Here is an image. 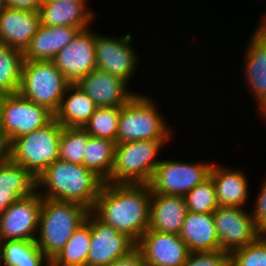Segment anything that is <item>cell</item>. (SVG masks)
I'll return each instance as SVG.
<instances>
[{
  "instance_id": "15",
  "label": "cell",
  "mask_w": 266,
  "mask_h": 266,
  "mask_svg": "<svg viewBox=\"0 0 266 266\" xmlns=\"http://www.w3.org/2000/svg\"><path fill=\"white\" fill-rule=\"evenodd\" d=\"M147 266H183L190 253L178 234L148 229L137 243Z\"/></svg>"
},
{
  "instance_id": "11",
  "label": "cell",
  "mask_w": 266,
  "mask_h": 266,
  "mask_svg": "<svg viewBox=\"0 0 266 266\" xmlns=\"http://www.w3.org/2000/svg\"><path fill=\"white\" fill-rule=\"evenodd\" d=\"M132 36L115 38L104 36L96 31L95 54L97 69L108 72L127 83L132 80L137 69L138 58L136 51L131 46Z\"/></svg>"
},
{
  "instance_id": "29",
  "label": "cell",
  "mask_w": 266,
  "mask_h": 266,
  "mask_svg": "<svg viewBox=\"0 0 266 266\" xmlns=\"http://www.w3.org/2000/svg\"><path fill=\"white\" fill-rule=\"evenodd\" d=\"M23 52L0 42V90L18 93L21 84Z\"/></svg>"
},
{
  "instance_id": "39",
  "label": "cell",
  "mask_w": 266,
  "mask_h": 266,
  "mask_svg": "<svg viewBox=\"0 0 266 266\" xmlns=\"http://www.w3.org/2000/svg\"><path fill=\"white\" fill-rule=\"evenodd\" d=\"M266 12H264V16L261 17V20H259V24H258V30L263 33L264 35H266Z\"/></svg>"
},
{
  "instance_id": "22",
  "label": "cell",
  "mask_w": 266,
  "mask_h": 266,
  "mask_svg": "<svg viewBox=\"0 0 266 266\" xmlns=\"http://www.w3.org/2000/svg\"><path fill=\"white\" fill-rule=\"evenodd\" d=\"M80 30L71 26H51L42 24L32 37L30 45L23 52L24 60L52 61Z\"/></svg>"
},
{
  "instance_id": "41",
  "label": "cell",
  "mask_w": 266,
  "mask_h": 266,
  "mask_svg": "<svg viewBox=\"0 0 266 266\" xmlns=\"http://www.w3.org/2000/svg\"><path fill=\"white\" fill-rule=\"evenodd\" d=\"M6 95L7 94H5L3 91L0 90V112H1V107H2L3 100H4Z\"/></svg>"
},
{
  "instance_id": "38",
  "label": "cell",
  "mask_w": 266,
  "mask_h": 266,
  "mask_svg": "<svg viewBox=\"0 0 266 266\" xmlns=\"http://www.w3.org/2000/svg\"><path fill=\"white\" fill-rule=\"evenodd\" d=\"M10 158V142L0 127V163Z\"/></svg>"
},
{
  "instance_id": "37",
  "label": "cell",
  "mask_w": 266,
  "mask_h": 266,
  "mask_svg": "<svg viewBox=\"0 0 266 266\" xmlns=\"http://www.w3.org/2000/svg\"><path fill=\"white\" fill-rule=\"evenodd\" d=\"M7 5L13 8L29 10V11H39L42 0H6Z\"/></svg>"
},
{
  "instance_id": "6",
  "label": "cell",
  "mask_w": 266,
  "mask_h": 266,
  "mask_svg": "<svg viewBox=\"0 0 266 266\" xmlns=\"http://www.w3.org/2000/svg\"><path fill=\"white\" fill-rule=\"evenodd\" d=\"M63 126L54 118L44 127L14 139L10 143V159L37 178L59 159V142Z\"/></svg>"
},
{
  "instance_id": "32",
  "label": "cell",
  "mask_w": 266,
  "mask_h": 266,
  "mask_svg": "<svg viewBox=\"0 0 266 266\" xmlns=\"http://www.w3.org/2000/svg\"><path fill=\"white\" fill-rule=\"evenodd\" d=\"M188 211L213 213L218 207L216 188L211 177L198 184L185 196Z\"/></svg>"
},
{
  "instance_id": "5",
  "label": "cell",
  "mask_w": 266,
  "mask_h": 266,
  "mask_svg": "<svg viewBox=\"0 0 266 266\" xmlns=\"http://www.w3.org/2000/svg\"><path fill=\"white\" fill-rule=\"evenodd\" d=\"M169 140L130 141L116 144L109 184H149L162 146Z\"/></svg>"
},
{
  "instance_id": "36",
  "label": "cell",
  "mask_w": 266,
  "mask_h": 266,
  "mask_svg": "<svg viewBox=\"0 0 266 266\" xmlns=\"http://www.w3.org/2000/svg\"><path fill=\"white\" fill-rule=\"evenodd\" d=\"M107 266H147L142 252L136 247L128 255L114 260Z\"/></svg>"
},
{
  "instance_id": "9",
  "label": "cell",
  "mask_w": 266,
  "mask_h": 266,
  "mask_svg": "<svg viewBox=\"0 0 266 266\" xmlns=\"http://www.w3.org/2000/svg\"><path fill=\"white\" fill-rule=\"evenodd\" d=\"M53 118L54 114L45 106L38 105L19 93L8 94L1 107L0 127L11 143L16 138L44 127Z\"/></svg>"
},
{
  "instance_id": "27",
  "label": "cell",
  "mask_w": 266,
  "mask_h": 266,
  "mask_svg": "<svg viewBox=\"0 0 266 266\" xmlns=\"http://www.w3.org/2000/svg\"><path fill=\"white\" fill-rule=\"evenodd\" d=\"M115 146V141L91 136L84 149V166L104 182L109 179L113 168Z\"/></svg>"
},
{
  "instance_id": "4",
  "label": "cell",
  "mask_w": 266,
  "mask_h": 266,
  "mask_svg": "<svg viewBox=\"0 0 266 266\" xmlns=\"http://www.w3.org/2000/svg\"><path fill=\"white\" fill-rule=\"evenodd\" d=\"M157 108L154 99L140 93L123 105L116 144L130 141L168 140L173 132Z\"/></svg>"
},
{
  "instance_id": "42",
  "label": "cell",
  "mask_w": 266,
  "mask_h": 266,
  "mask_svg": "<svg viewBox=\"0 0 266 266\" xmlns=\"http://www.w3.org/2000/svg\"><path fill=\"white\" fill-rule=\"evenodd\" d=\"M43 2H48V1H51V0H42ZM70 1H86V0H70Z\"/></svg>"
},
{
  "instance_id": "20",
  "label": "cell",
  "mask_w": 266,
  "mask_h": 266,
  "mask_svg": "<svg viewBox=\"0 0 266 266\" xmlns=\"http://www.w3.org/2000/svg\"><path fill=\"white\" fill-rule=\"evenodd\" d=\"M187 212L184 196L152 192L149 229L179 235Z\"/></svg>"
},
{
  "instance_id": "30",
  "label": "cell",
  "mask_w": 266,
  "mask_h": 266,
  "mask_svg": "<svg viewBox=\"0 0 266 266\" xmlns=\"http://www.w3.org/2000/svg\"><path fill=\"white\" fill-rule=\"evenodd\" d=\"M121 107H98L83 129L92 137L116 142Z\"/></svg>"
},
{
  "instance_id": "28",
  "label": "cell",
  "mask_w": 266,
  "mask_h": 266,
  "mask_svg": "<svg viewBox=\"0 0 266 266\" xmlns=\"http://www.w3.org/2000/svg\"><path fill=\"white\" fill-rule=\"evenodd\" d=\"M91 228L85 220L73 233L50 266H87L90 249Z\"/></svg>"
},
{
  "instance_id": "31",
  "label": "cell",
  "mask_w": 266,
  "mask_h": 266,
  "mask_svg": "<svg viewBox=\"0 0 266 266\" xmlns=\"http://www.w3.org/2000/svg\"><path fill=\"white\" fill-rule=\"evenodd\" d=\"M91 136L78 127H63L59 142V160L84 165V149Z\"/></svg>"
},
{
  "instance_id": "40",
  "label": "cell",
  "mask_w": 266,
  "mask_h": 266,
  "mask_svg": "<svg viewBox=\"0 0 266 266\" xmlns=\"http://www.w3.org/2000/svg\"><path fill=\"white\" fill-rule=\"evenodd\" d=\"M7 2L6 0H0V14L2 13V11L7 7Z\"/></svg>"
},
{
  "instance_id": "34",
  "label": "cell",
  "mask_w": 266,
  "mask_h": 266,
  "mask_svg": "<svg viewBox=\"0 0 266 266\" xmlns=\"http://www.w3.org/2000/svg\"><path fill=\"white\" fill-rule=\"evenodd\" d=\"M183 266H230L225 250L190 252Z\"/></svg>"
},
{
  "instance_id": "13",
  "label": "cell",
  "mask_w": 266,
  "mask_h": 266,
  "mask_svg": "<svg viewBox=\"0 0 266 266\" xmlns=\"http://www.w3.org/2000/svg\"><path fill=\"white\" fill-rule=\"evenodd\" d=\"M240 207L219 206L213 212L221 250L231 252L255 241L261 233L255 226L251 212Z\"/></svg>"
},
{
  "instance_id": "24",
  "label": "cell",
  "mask_w": 266,
  "mask_h": 266,
  "mask_svg": "<svg viewBox=\"0 0 266 266\" xmlns=\"http://www.w3.org/2000/svg\"><path fill=\"white\" fill-rule=\"evenodd\" d=\"M179 236L186 243L190 252L220 249L213 213L203 214L188 211Z\"/></svg>"
},
{
  "instance_id": "35",
  "label": "cell",
  "mask_w": 266,
  "mask_h": 266,
  "mask_svg": "<svg viewBox=\"0 0 266 266\" xmlns=\"http://www.w3.org/2000/svg\"><path fill=\"white\" fill-rule=\"evenodd\" d=\"M257 196L251 215L258 231L261 234H266V178L261 183Z\"/></svg>"
},
{
  "instance_id": "16",
  "label": "cell",
  "mask_w": 266,
  "mask_h": 266,
  "mask_svg": "<svg viewBox=\"0 0 266 266\" xmlns=\"http://www.w3.org/2000/svg\"><path fill=\"white\" fill-rule=\"evenodd\" d=\"M77 85L97 107H122L137 93L128 90V83L100 69L91 71Z\"/></svg>"
},
{
  "instance_id": "7",
  "label": "cell",
  "mask_w": 266,
  "mask_h": 266,
  "mask_svg": "<svg viewBox=\"0 0 266 266\" xmlns=\"http://www.w3.org/2000/svg\"><path fill=\"white\" fill-rule=\"evenodd\" d=\"M69 84L53 61L24 60L18 93L54 114Z\"/></svg>"
},
{
  "instance_id": "2",
  "label": "cell",
  "mask_w": 266,
  "mask_h": 266,
  "mask_svg": "<svg viewBox=\"0 0 266 266\" xmlns=\"http://www.w3.org/2000/svg\"><path fill=\"white\" fill-rule=\"evenodd\" d=\"M36 180L37 192L42 198L77 203L89 211L93 210L104 184L99 176L84 165L59 159L50 164Z\"/></svg>"
},
{
  "instance_id": "8",
  "label": "cell",
  "mask_w": 266,
  "mask_h": 266,
  "mask_svg": "<svg viewBox=\"0 0 266 266\" xmlns=\"http://www.w3.org/2000/svg\"><path fill=\"white\" fill-rule=\"evenodd\" d=\"M212 163L161 160L149 183L153 193L185 196L210 177Z\"/></svg>"
},
{
  "instance_id": "17",
  "label": "cell",
  "mask_w": 266,
  "mask_h": 266,
  "mask_svg": "<svg viewBox=\"0 0 266 266\" xmlns=\"http://www.w3.org/2000/svg\"><path fill=\"white\" fill-rule=\"evenodd\" d=\"M251 36L243 58V62L246 61L243 63V76H246V83L254 94L259 116L266 120V35L256 27Z\"/></svg>"
},
{
  "instance_id": "12",
  "label": "cell",
  "mask_w": 266,
  "mask_h": 266,
  "mask_svg": "<svg viewBox=\"0 0 266 266\" xmlns=\"http://www.w3.org/2000/svg\"><path fill=\"white\" fill-rule=\"evenodd\" d=\"M41 207L37 191L8 206L0 215V241L36 240Z\"/></svg>"
},
{
  "instance_id": "23",
  "label": "cell",
  "mask_w": 266,
  "mask_h": 266,
  "mask_svg": "<svg viewBox=\"0 0 266 266\" xmlns=\"http://www.w3.org/2000/svg\"><path fill=\"white\" fill-rule=\"evenodd\" d=\"M210 177L215 184L219 206L245 208L243 205H246L250 193L248 180L242 171L213 164Z\"/></svg>"
},
{
  "instance_id": "1",
  "label": "cell",
  "mask_w": 266,
  "mask_h": 266,
  "mask_svg": "<svg viewBox=\"0 0 266 266\" xmlns=\"http://www.w3.org/2000/svg\"><path fill=\"white\" fill-rule=\"evenodd\" d=\"M151 193L149 184L104 182L92 212L137 244L149 229Z\"/></svg>"
},
{
  "instance_id": "14",
  "label": "cell",
  "mask_w": 266,
  "mask_h": 266,
  "mask_svg": "<svg viewBox=\"0 0 266 266\" xmlns=\"http://www.w3.org/2000/svg\"><path fill=\"white\" fill-rule=\"evenodd\" d=\"M95 40L92 29L81 30L52 60L70 83H77L97 68Z\"/></svg>"
},
{
  "instance_id": "19",
  "label": "cell",
  "mask_w": 266,
  "mask_h": 266,
  "mask_svg": "<svg viewBox=\"0 0 266 266\" xmlns=\"http://www.w3.org/2000/svg\"><path fill=\"white\" fill-rule=\"evenodd\" d=\"M87 1L51 0L43 2L39 8L40 24L51 26H71L80 31L93 23L94 13ZM88 7V8H87Z\"/></svg>"
},
{
  "instance_id": "25",
  "label": "cell",
  "mask_w": 266,
  "mask_h": 266,
  "mask_svg": "<svg viewBox=\"0 0 266 266\" xmlns=\"http://www.w3.org/2000/svg\"><path fill=\"white\" fill-rule=\"evenodd\" d=\"M97 108L77 83H70L54 113V119L63 127L83 128Z\"/></svg>"
},
{
  "instance_id": "33",
  "label": "cell",
  "mask_w": 266,
  "mask_h": 266,
  "mask_svg": "<svg viewBox=\"0 0 266 266\" xmlns=\"http://www.w3.org/2000/svg\"><path fill=\"white\" fill-rule=\"evenodd\" d=\"M230 266H266V234L229 253Z\"/></svg>"
},
{
  "instance_id": "10",
  "label": "cell",
  "mask_w": 266,
  "mask_h": 266,
  "mask_svg": "<svg viewBox=\"0 0 266 266\" xmlns=\"http://www.w3.org/2000/svg\"><path fill=\"white\" fill-rule=\"evenodd\" d=\"M85 220L91 228L87 266H107L137 247L129 236L105 224L92 211L88 212Z\"/></svg>"
},
{
  "instance_id": "26",
  "label": "cell",
  "mask_w": 266,
  "mask_h": 266,
  "mask_svg": "<svg viewBox=\"0 0 266 266\" xmlns=\"http://www.w3.org/2000/svg\"><path fill=\"white\" fill-rule=\"evenodd\" d=\"M50 263L36 240L0 241V266H50Z\"/></svg>"
},
{
  "instance_id": "21",
  "label": "cell",
  "mask_w": 266,
  "mask_h": 266,
  "mask_svg": "<svg viewBox=\"0 0 266 266\" xmlns=\"http://www.w3.org/2000/svg\"><path fill=\"white\" fill-rule=\"evenodd\" d=\"M36 191L37 180L27 169L10 158L0 163V215L19 198Z\"/></svg>"
},
{
  "instance_id": "3",
  "label": "cell",
  "mask_w": 266,
  "mask_h": 266,
  "mask_svg": "<svg viewBox=\"0 0 266 266\" xmlns=\"http://www.w3.org/2000/svg\"><path fill=\"white\" fill-rule=\"evenodd\" d=\"M88 212L77 203L42 198L36 244L49 261L60 253Z\"/></svg>"
},
{
  "instance_id": "18",
  "label": "cell",
  "mask_w": 266,
  "mask_h": 266,
  "mask_svg": "<svg viewBox=\"0 0 266 266\" xmlns=\"http://www.w3.org/2000/svg\"><path fill=\"white\" fill-rule=\"evenodd\" d=\"M39 26L38 11L7 6L0 14V42L24 52Z\"/></svg>"
}]
</instances>
